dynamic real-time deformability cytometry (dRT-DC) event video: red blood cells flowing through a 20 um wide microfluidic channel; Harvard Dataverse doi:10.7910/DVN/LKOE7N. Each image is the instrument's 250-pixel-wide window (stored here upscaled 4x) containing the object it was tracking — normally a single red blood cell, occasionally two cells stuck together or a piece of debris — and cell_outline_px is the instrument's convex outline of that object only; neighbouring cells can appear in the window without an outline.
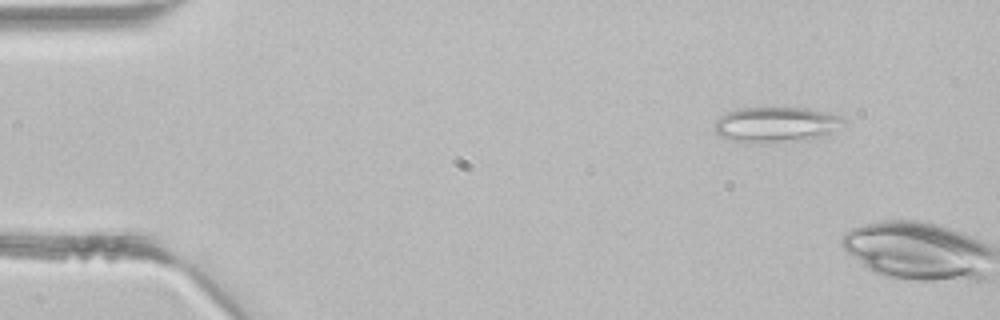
{"species": "common noctule bat (a hibernating species)", "species_latin": "Nyctalus noctula", "temperature_condition": "room temperature", "stored_images_in_passage": 2, "camera_frame_rate_fps": 3000, "um_per_image_px": 0.085, "animal": {"sex": "male", "body_mass_g": 21.5, "forearm_length_mm": 52.0}, "frame": {"image": 1, "passage_image": 1, "time_ms": 0.0, "image_size_px": [1000, 320], "cell_outline_px": [[844, 120], [828, 136], [808, 140], [748, 144], [732, 140], [720, 136], [712, 128], [716, 120], [724, 112], [740, 108], [804, 108], [824, 112], [840, 116]], "centroid_in_image_um": [65.9, 10.61], "position_along_channel_um": 19.1, "area_um2": 26.88}}